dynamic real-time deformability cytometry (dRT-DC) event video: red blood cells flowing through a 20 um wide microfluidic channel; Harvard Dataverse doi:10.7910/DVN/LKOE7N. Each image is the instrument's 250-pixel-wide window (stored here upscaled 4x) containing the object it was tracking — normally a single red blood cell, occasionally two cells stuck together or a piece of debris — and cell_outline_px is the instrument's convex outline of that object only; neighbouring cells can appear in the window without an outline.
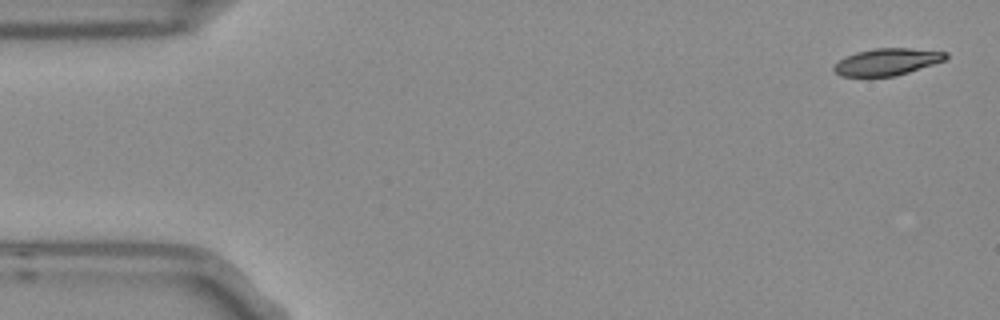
{"species": "Egyptian fruit bat (a non-hibernating species)", "species_latin": "Rousettus aegyptiacus", "temperature_condition": "room temperature", "stored_images_in_passage": 6, "camera_frame_rate_fps": 3000, "um_per_image_px": 0.085, "frame": {"image": 1, "passage_image": 1, "time_ms": 0.0, "image_size_px": [1000, 320], "cell_outline_px": [[948, 56], [944, 60], [896, 76], [840, 76], [832, 68], [840, 60], [856, 52], [872, 48], [908, 48], [948, 52]], "centroid_in_image_um": [75.4, 5.25], "position_along_channel_um": 9.6, "area_um2": 17.28}}
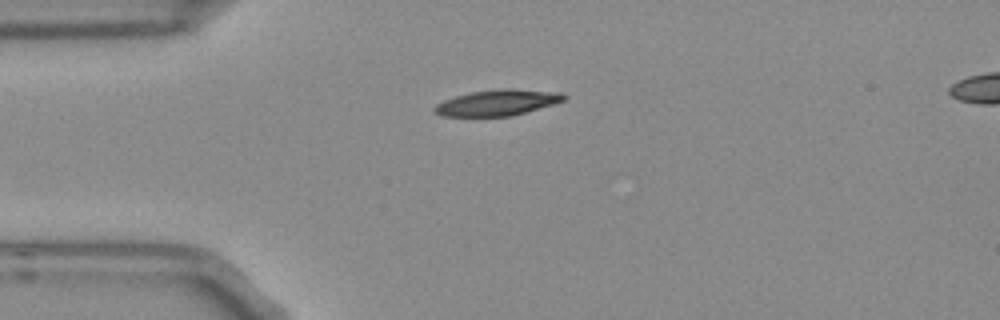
{"frame": {"image": 2, "passage_image": 4, "time_ms": 1.0, "image_size_px": [1000, 320], "cell_outline_px": [[568, 96], [564, 100], [552, 104], [512, 116], [440, 116], [432, 112], [432, 108], [436, 104], [444, 100], [456, 96], [472, 92], [500, 88], [512, 88], [560, 92]], "centroid_in_image_um": [42.25, 8.72], "position_along_channel_um": 42.7, "area_um2": 19.59}}
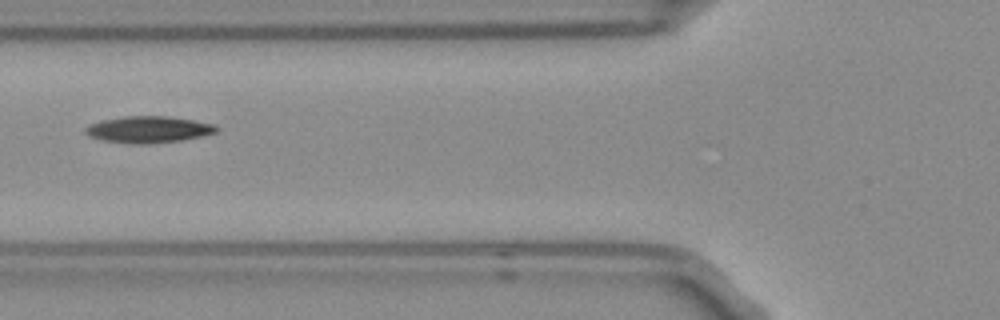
{"frame": {"image": 3, "passage_image": 6, "time_ms": 1.667, "image_size_px": [1000, 320], "cell_outline_px": [[220, 128], [216, 132], [200, 136], [180, 140], [148, 144], [136, 144], [104, 140], [92, 136], [84, 132], [84, 128], [88, 124], [100, 120], [124, 116], [168, 116], [196, 120], [216, 124]], "centroid_in_image_um": [12.64, 10.99], "position_along_channel_um": 113.2, "area_um2": 20.35}}